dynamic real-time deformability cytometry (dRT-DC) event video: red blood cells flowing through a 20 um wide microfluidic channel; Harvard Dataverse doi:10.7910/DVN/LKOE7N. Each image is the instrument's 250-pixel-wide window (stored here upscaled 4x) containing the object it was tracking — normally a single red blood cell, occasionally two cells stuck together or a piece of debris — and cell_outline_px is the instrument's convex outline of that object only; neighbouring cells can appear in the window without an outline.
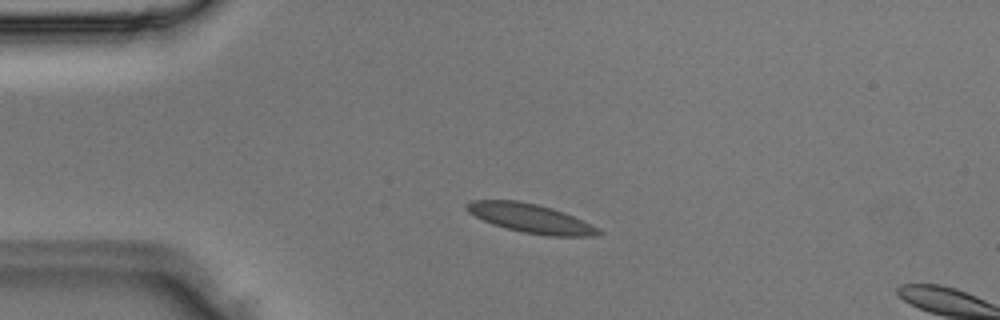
{"species": "Egyptian fruit bat (a non-hibernating species)", "species_latin": "Rousettus aegyptiacus", "temperature_condition": "room temperature", "stored_images_in_passage": 4, "camera_frame_rate_fps": 3000, "um_per_image_px": 0.085, "animal": {"sex": "male"}, "frame": {"image": 1, "passage_image": 3, "time_ms": 0.667, "image_size_px": [1000, 320], "cell_outline_px": [[604, 232], [596, 236], [548, 236], [524, 232], [492, 224], [468, 212], [464, 208], [464, 204], [472, 200], [516, 200], [536, 204], [552, 208], [564, 212], [600, 228]], "centroid_in_image_um": [45.12, 18.55], "position_along_channel_um": 39.9, "area_um2": 22.2}}